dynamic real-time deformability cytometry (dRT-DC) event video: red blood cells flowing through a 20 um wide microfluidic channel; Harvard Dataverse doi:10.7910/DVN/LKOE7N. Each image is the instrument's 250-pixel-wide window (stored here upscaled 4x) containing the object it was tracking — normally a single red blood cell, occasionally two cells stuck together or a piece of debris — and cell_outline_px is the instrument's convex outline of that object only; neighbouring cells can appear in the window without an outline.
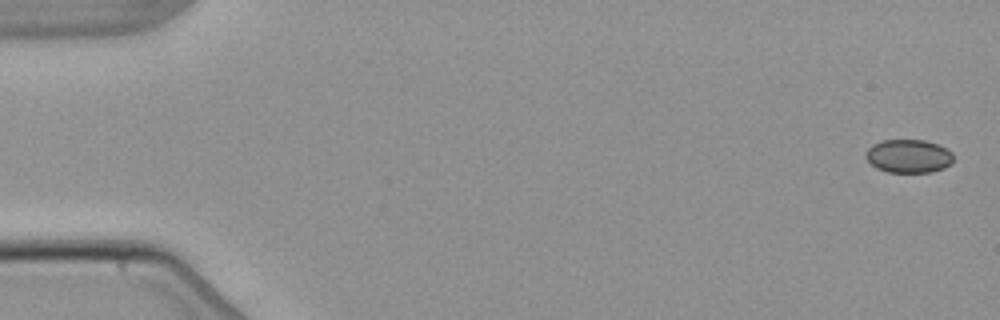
{"species": "common noctule bat (a hibernating species)", "species_latin": "Nyctalus noctula", "temperature_condition": "warm", "stored_images_in_passage": 5, "camera_frame_rate_fps": 3000, "um_per_image_px": 0.085, "animal": {"sex": "male", "body_mass_g": 21.5, "forearm_length_mm": 52.0}, "frame": {"image": 1, "passage_image": 1, "time_ms": 0.0, "image_size_px": [1000, 320], "cell_outline_px": [[952, 164], [944, 168], [932, 172], [888, 172], [876, 168], [864, 156], [868, 148], [872, 144], [880, 140], [924, 140], [948, 148], [952, 152]], "centroid_in_image_um": [77.23, 13.27], "position_along_channel_um": 7.8, "area_um2": 17.17}}
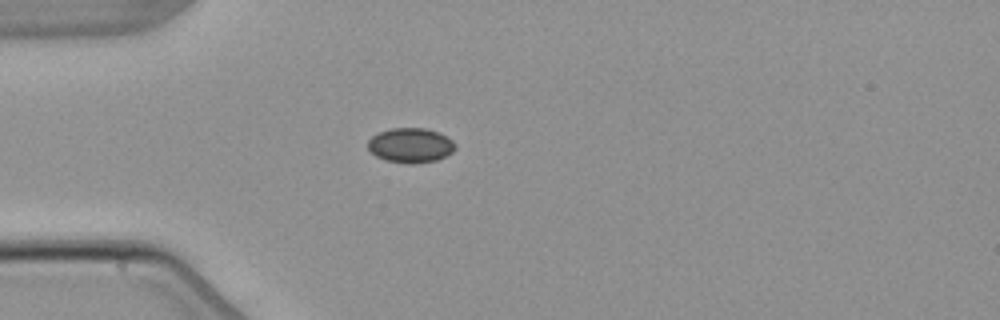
{"frame": {"image": 2, "passage_image": 5, "time_ms": 4.667, "image_size_px": [1000, 320], "cell_outline_px": [[456, 148], [452, 152], [436, 160], [412, 164], [408, 164], [384, 160], [376, 156], [368, 148], [368, 140], [372, 136], [380, 132], [392, 128], [424, 128], [436, 132], [452, 140], [456, 144]], "centroid_in_image_um": [34.88, 12.36], "position_along_channel_um": 50.1, "area_um2": 17.51}}